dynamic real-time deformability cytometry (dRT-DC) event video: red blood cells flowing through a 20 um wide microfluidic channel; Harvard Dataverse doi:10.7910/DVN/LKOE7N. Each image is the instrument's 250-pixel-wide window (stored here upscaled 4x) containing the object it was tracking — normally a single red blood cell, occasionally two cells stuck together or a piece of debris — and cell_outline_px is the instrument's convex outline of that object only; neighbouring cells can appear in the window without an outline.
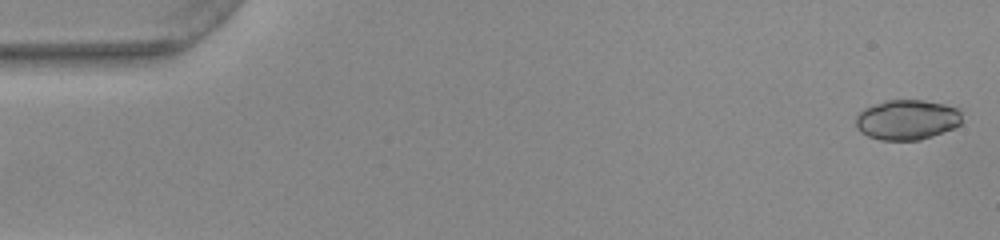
{"species": "common noctule bat (a hibernating species)", "species_latin": "Nyctalus noctula", "temperature_condition": "warm", "stored_images_in_passage": 50, "camera_frame_rate_fps": 3000, "um_per_image_px": 0.085, "animal": {"sex": "female", "body_mass_g": 22.0, "forearm_length_mm": 56.7}, "frame": {"image": 1, "passage_image": 2, "time_ms": 0.333, "image_size_px": [1000, 240], "cell_outline_px": [[960, 124], [952, 128], [932, 136], [920, 140], [880, 140], [868, 136], [860, 132], [856, 128], [856, 116], [864, 108], [884, 100], [924, 100], [944, 104], [960, 108]], "centroid_in_image_um": [77.07, 10.17], "position_along_channel_um": 7.9, "area_um2": 24.85}}
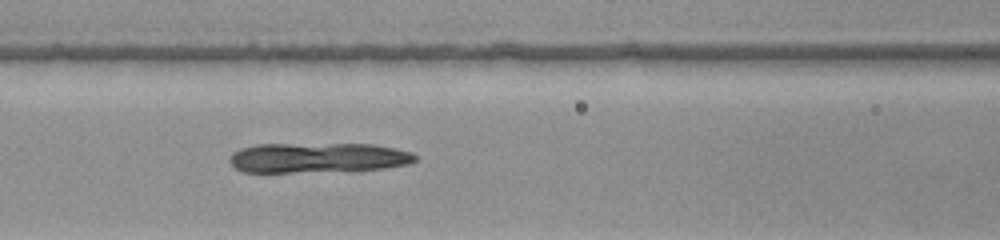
{"frame": {"image": 2, "passage_image": 23, "time_ms": 7.333, "image_size_px": [1000, 240], "cell_outline_px": [[416, 160], [408, 164], [384, 168], [352, 172], [244, 172], [236, 168], [228, 160], [232, 152], [240, 148], [256, 144], [372, 144], [412, 152], [416, 156]], "centroid_in_image_um": [27.01, 13.42], "position_along_channel_um": 139.6, "area_um2": 33.0}}
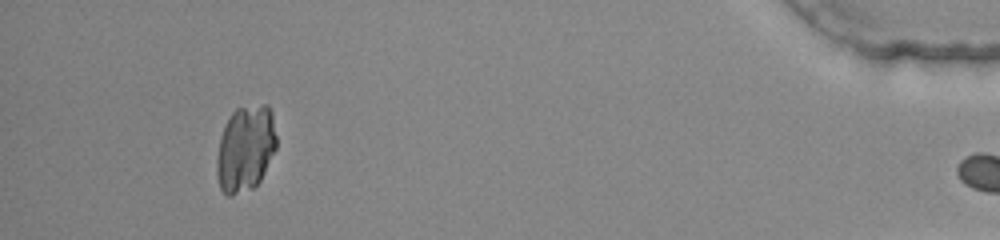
{"frame": {"image": 3, "passage_image": 49, "time_ms": 16.0, "image_size_px": [1000, 240], "cell_outline_px": [[276, 148], [260, 180], [252, 188], [232, 196], [228, 196], [220, 188], [216, 176], [216, 160], [220, 136], [232, 112], [236, 108], [264, 104], [268, 104], [272, 112], [276, 136]], "centroid_in_image_um": [20.85, 12.63], "position_along_channel_um": 414.3, "area_um2": 30.0}}